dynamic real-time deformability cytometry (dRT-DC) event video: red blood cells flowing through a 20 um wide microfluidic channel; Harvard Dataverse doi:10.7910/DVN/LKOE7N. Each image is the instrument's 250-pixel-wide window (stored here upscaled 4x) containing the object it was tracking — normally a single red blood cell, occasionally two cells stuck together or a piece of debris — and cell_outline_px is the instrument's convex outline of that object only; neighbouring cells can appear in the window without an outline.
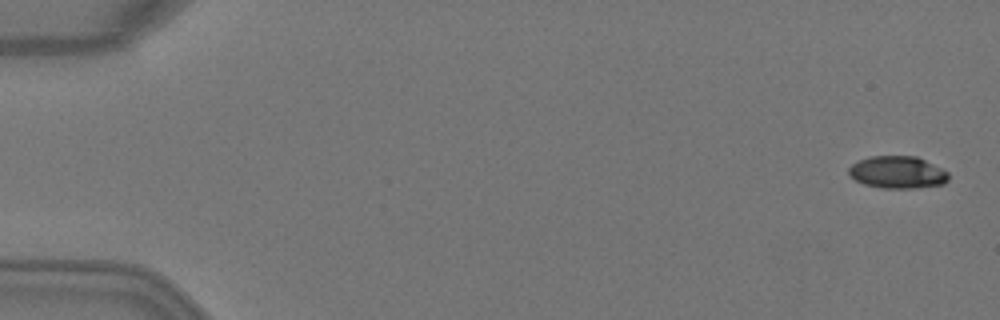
{"species": "Egyptian fruit bat (a non-hibernating species)", "species_latin": "Rousettus aegyptiacus", "temperature_condition": "warm", "stored_images_in_passage": 5, "camera_frame_rate_fps": 3000, "um_per_image_px": 0.085, "animal": {"sex": "female"}, "frame": {"image": 1, "passage_image": 1, "time_ms": 0.0, "image_size_px": [1000, 320], "cell_outline_px": [[948, 180], [944, 184], [916, 188], [884, 188], [864, 184], [856, 180], [848, 172], [848, 168], [852, 164], [860, 160], [872, 156], [916, 156], [948, 172]], "centroid_in_image_um": [76.29, 14.65], "position_along_channel_um": 8.7, "area_um2": 18.55}}
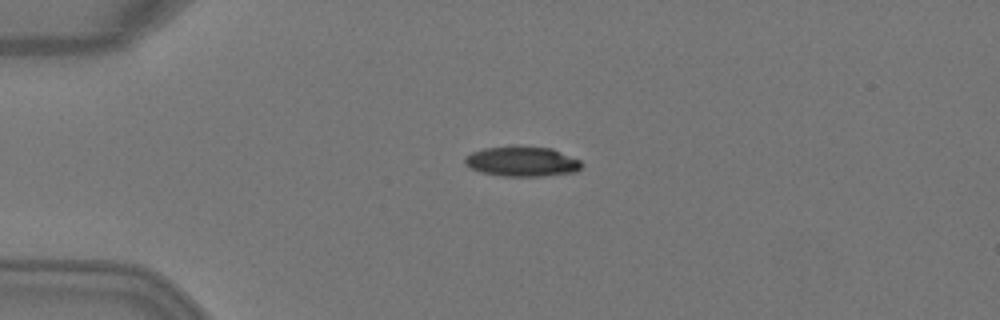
{"frame": {"image": 2, "passage_image": 4, "time_ms": 1.0, "image_size_px": [1000, 320], "cell_outline_px": [[584, 164], [576, 172], [544, 176], [504, 176], [480, 172], [464, 164], [464, 156], [472, 152], [484, 148], [512, 144], [516, 144], [552, 148], [580, 160]], "centroid_in_image_um": [44.36, 13.69], "position_along_channel_um": 40.6, "area_um2": 20.98}}